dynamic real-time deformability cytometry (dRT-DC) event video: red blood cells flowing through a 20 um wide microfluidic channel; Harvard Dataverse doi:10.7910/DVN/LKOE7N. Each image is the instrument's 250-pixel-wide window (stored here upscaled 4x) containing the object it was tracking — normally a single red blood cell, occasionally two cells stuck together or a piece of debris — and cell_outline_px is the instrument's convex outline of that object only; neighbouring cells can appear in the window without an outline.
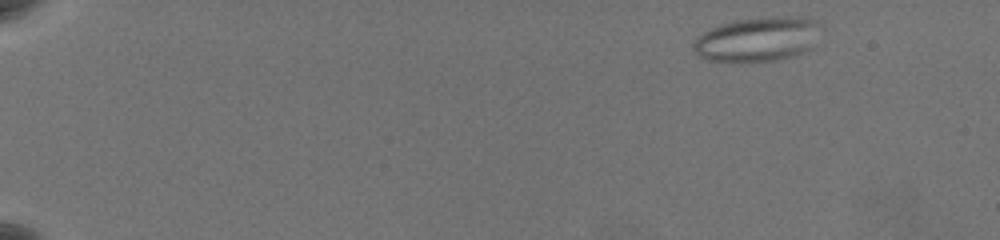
{"species": "common noctule bat (a hibernating species)", "species_latin": "Nyctalus noctula", "temperature_condition": "warm", "stored_images_in_passage": 58, "camera_frame_rate_fps": 3000, "um_per_image_px": 0.085, "animal": {"sex": "female", "body_mass_g": 19.5, "forearm_length_mm": 54.1}, "frame": {"image": 1, "passage_image": 4, "time_ms": 1.0, "image_size_px": [1000, 240], "cell_outline_px": [[816, 24], [812, 48], [792, 56], [776, 60], [708, 60], [700, 56], [696, 52], [692, 44], [704, 32], [712, 28], [736, 20], [800, 16], [812, 20]], "centroid_in_image_um": [64.35, 3.34], "position_along_channel_um": 20.6, "area_um2": 31.33}}
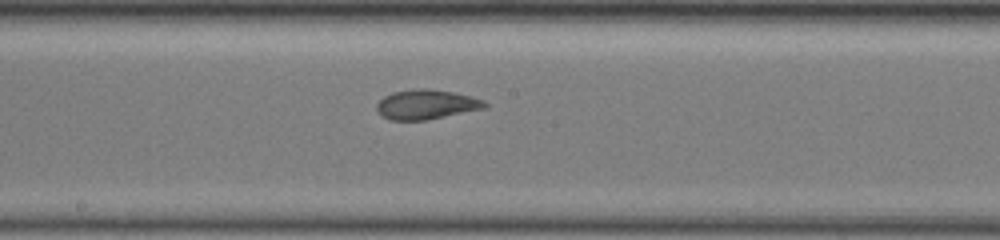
{"frame": {"image": 2, "passage_image": 33, "time_ms": 10.667, "image_size_px": [1000, 240], "cell_outline_px": [[488, 108], [428, 120], [388, 120], [376, 108], [376, 104], [384, 96], [392, 92], [412, 88], [424, 88], [452, 92], [472, 96], [484, 100], [488, 104]], "centroid_in_image_um": [36.28, 8.88], "position_along_channel_um": 211.9, "area_um2": 18.9}}
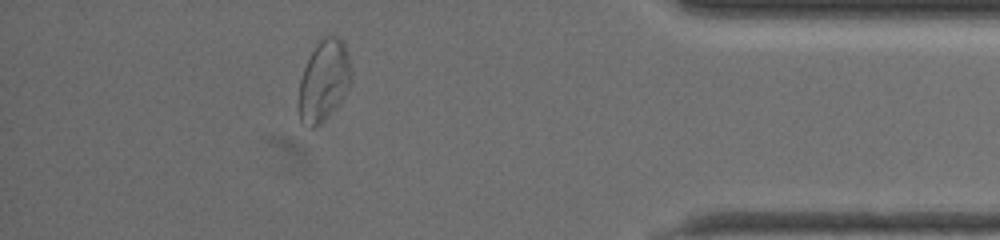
{"frame": {"image": 3, "passage_image": 52, "time_ms": 17.0, "image_size_px": [1000, 240], "cell_outline_px": [[352, 80], [344, 96], [324, 120], [320, 124], [312, 128], [308, 128], [300, 120], [300, 80], [304, 68], [316, 44], [324, 36], [340, 36], [344, 40], [348, 56], [352, 76]], "centroid_in_image_um": [27.56, 6.83], "position_along_channel_um": 407.6, "area_um2": 24.51}, "authors_computed_cell_mechanics": {"area_um2": 24.3916, "velocity_mm_per_s": 3.5755, "shape_relaxation_time_tau1_ms": null, "shape_relaxation_time_tau2_ms": 1.4666, "deformation_change_tau1": null, "deformation_change_tau2": 0.0681}}